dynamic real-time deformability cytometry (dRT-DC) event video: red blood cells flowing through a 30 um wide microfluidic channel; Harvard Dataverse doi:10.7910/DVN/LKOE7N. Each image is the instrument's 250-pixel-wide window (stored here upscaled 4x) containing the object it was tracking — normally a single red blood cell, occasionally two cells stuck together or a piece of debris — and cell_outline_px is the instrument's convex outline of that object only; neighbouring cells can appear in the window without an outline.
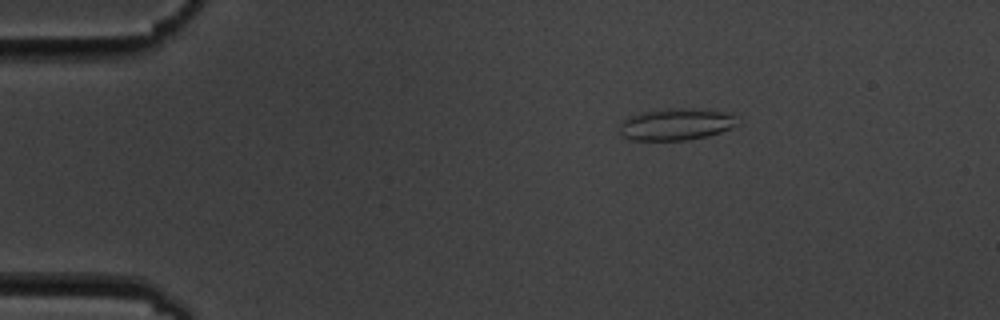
{"species": "common noctule bat (a hibernating species)", "species_latin": "Nyctalus noctula", "temperature_condition": "cold", "stored_images_in_passage": 5, "camera_frame_rate_fps": 3000, "um_per_image_px": 0.085, "animal": {"sex": "male", "body_mass_g": 19.5, "forearm_length_mm": 54.6}, "frame": {"image": 1, "passage_image": 3, "time_ms": 3.0, "image_size_px": [1000, 320], "cell_outline_px": [[740, 124], [720, 132], [708, 136], [688, 140], [632, 140], [624, 136], [620, 132], [620, 124], [628, 116], [644, 112], [664, 108], [692, 108], [720, 112], [732, 116]], "centroid_in_image_um": [57.43, 10.57], "position_along_channel_um": 27.6, "area_um2": 21.62}}